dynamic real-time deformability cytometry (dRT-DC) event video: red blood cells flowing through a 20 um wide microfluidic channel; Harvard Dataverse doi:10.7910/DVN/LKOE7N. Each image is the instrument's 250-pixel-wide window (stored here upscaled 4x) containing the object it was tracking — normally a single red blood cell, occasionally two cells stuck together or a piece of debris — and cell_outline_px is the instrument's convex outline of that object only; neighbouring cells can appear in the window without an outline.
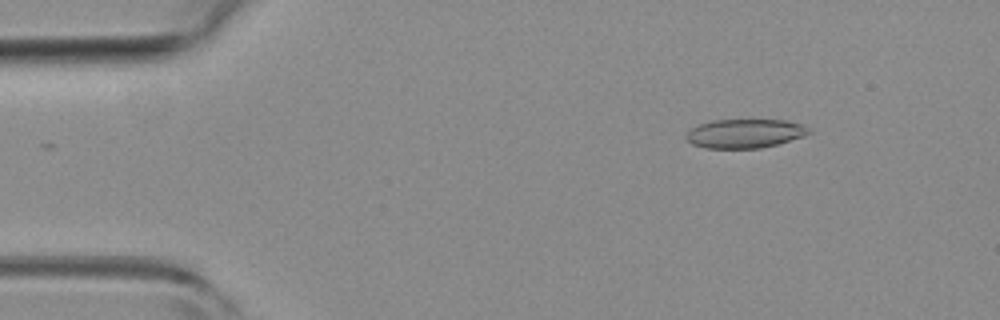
{"species": "common noctule bat (a hibernating species)", "species_latin": "Nyctalus noctula", "temperature_condition": "room temperature", "stored_images_in_passage": 51, "camera_frame_rate_fps": 3000, "um_per_image_px": 0.085, "animal": {"sex": "female", "body_mass_g": 19.3, "forearm_length_mm": 54.1}, "frame": {"image": 1, "passage_image": 7, "time_ms": 2.0, "image_size_px": [1000, 320], "cell_outline_px": [[812, 132], [804, 136], [776, 144], [760, 148], [704, 148], [692, 144], [684, 136], [692, 128], [700, 124], [712, 120], [784, 120], [804, 124]], "centroid_in_image_um": [63.32, 11.34], "position_along_channel_um": 21.7, "area_um2": 20.63}}
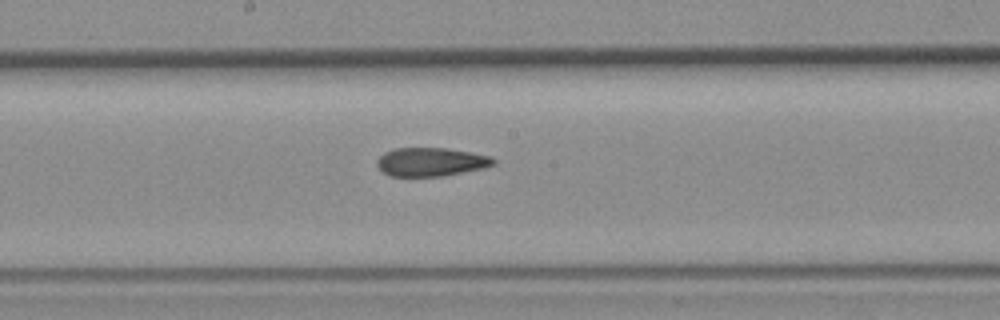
{"frame": {"image": 2, "passage_image": 27, "time_ms": 8.667, "image_size_px": [1000, 320], "cell_outline_px": [[496, 164], [484, 168], [444, 176], [388, 176], [376, 164], [376, 160], [384, 152], [392, 148], [448, 148], [492, 156], [496, 160]], "centroid_in_image_um": [36.65, 13.76], "position_along_channel_um": 211.6, "area_um2": 19.59}}
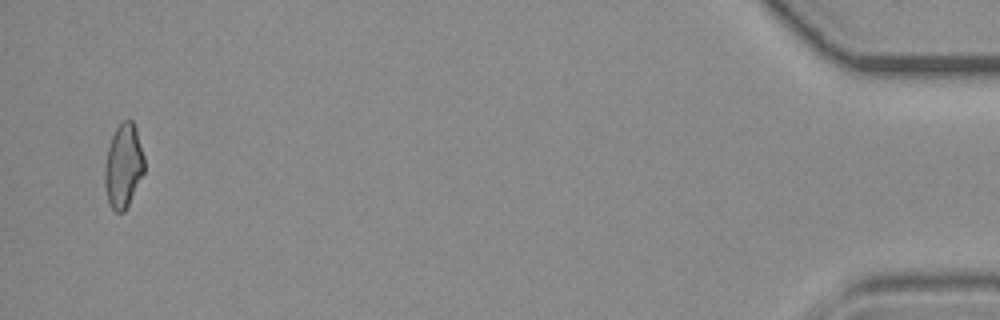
{"frame": {"image": 3, "passage_image": 50, "time_ms": 16.333, "image_size_px": [1000, 320], "cell_outline_px": [[144, 172], [124, 212], [116, 212], [112, 208], [108, 200], [104, 184], [104, 164], [108, 148], [112, 136], [120, 120], [132, 120], [136, 128], [144, 156]], "centroid_in_image_um": [10.48, 14.07], "position_along_channel_um": 424.7, "area_um2": 19.31}, "authors_computed_cell_mechanics": {"area_um2": 20.519, "velocity_mm_per_s": 4.0034, "shape_relaxation_time_tau1_ms": null, "shape_relaxation_time_tau2_ms": 2.334, "deformation_change_tau1": null, "deformation_change_tau2": 0.1017}}